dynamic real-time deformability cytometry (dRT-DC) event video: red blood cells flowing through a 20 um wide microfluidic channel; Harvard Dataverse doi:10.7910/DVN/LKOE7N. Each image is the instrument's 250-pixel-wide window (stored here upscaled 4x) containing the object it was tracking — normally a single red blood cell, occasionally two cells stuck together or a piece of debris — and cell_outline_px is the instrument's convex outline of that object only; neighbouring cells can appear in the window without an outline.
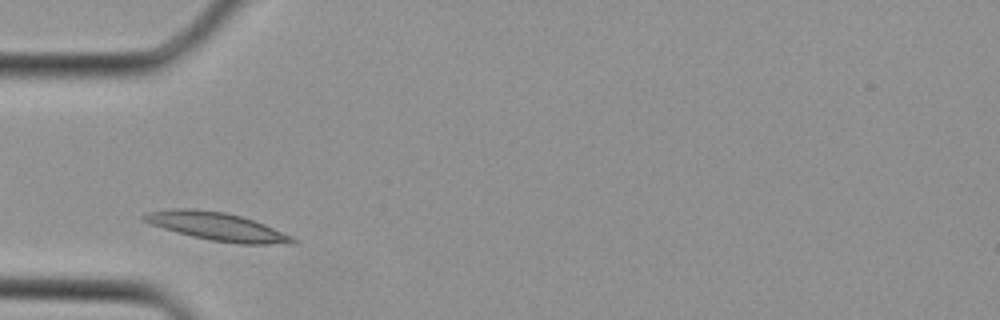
{"species": "Egyptian fruit bat (a non-hibernating species)", "species_latin": "Rousettus aegyptiacus", "temperature_condition": "cold", "stored_images_in_passage": 25, "camera_frame_rate_fps": 3000, "um_per_image_px": 0.085, "animal": {"sex": "female"}, "frame": {"image": 1, "passage_image": 1, "time_ms": 0.0, "image_size_px": [1000, 320], "cell_outline_px": [[296, 244], [240, 244], [212, 240], [192, 236], [176, 232], [152, 224], [144, 220], [140, 216], [148, 212], [172, 208], [192, 208], [224, 212], [240, 216], [264, 224], [292, 236], [296, 240]], "centroid_in_image_um": [18.46, 19.25], "position_along_channel_um": 66.5, "area_um2": 24.1}}
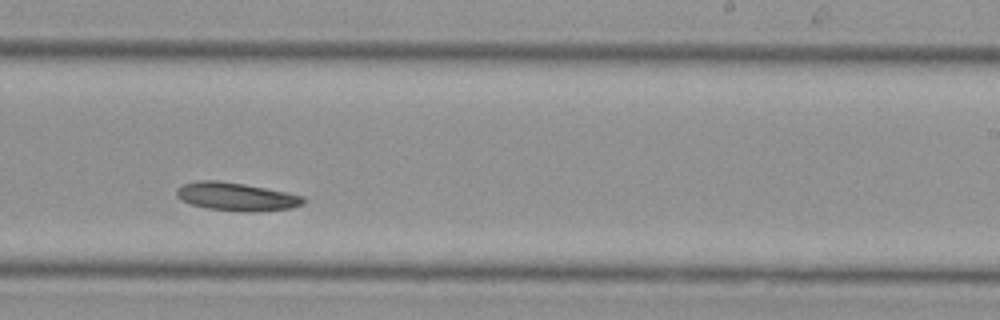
{"frame": {"image": 2, "passage_image": 12, "time_ms": 3.667, "image_size_px": [1000, 320], "cell_outline_px": [[304, 204], [292, 208], [256, 212], [240, 212], [208, 208], [192, 204], [180, 200], [176, 196], [176, 188], [184, 184], [200, 180], [216, 180], [244, 184], [304, 196]], "centroid_in_image_um": [20.08, 16.72], "position_along_channel_um": 268.9, "area_um2": 20.81}}
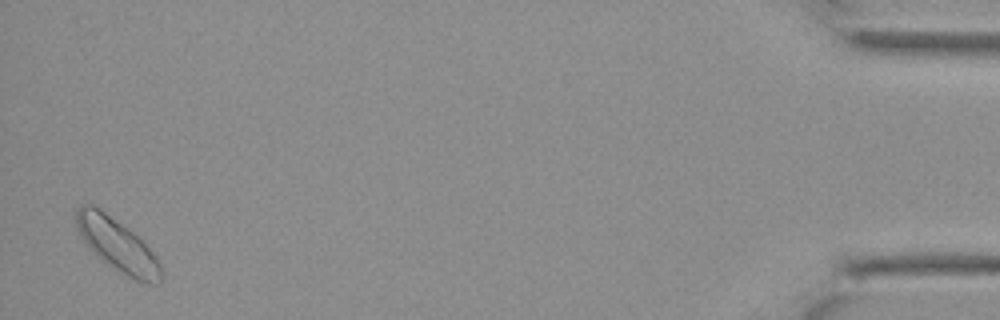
{"frame": {"image": 3, "passage_image": 25, "time_ms": 8.0, "image_size_px": [1000, 320], "cell_outline_px": [[164, 276], [160, 284], [140, 284], [112, 268], [96, 256], [88, 248], [80, 236], [76, 228], [76, 208], [84, 200], [100, 208], [128, 228], [156, 256], [160, 264]], "centroid_in_image_um": [9.95, 20.84], "position_along_channel_um": 425.3, "area_um2": 26.76}}